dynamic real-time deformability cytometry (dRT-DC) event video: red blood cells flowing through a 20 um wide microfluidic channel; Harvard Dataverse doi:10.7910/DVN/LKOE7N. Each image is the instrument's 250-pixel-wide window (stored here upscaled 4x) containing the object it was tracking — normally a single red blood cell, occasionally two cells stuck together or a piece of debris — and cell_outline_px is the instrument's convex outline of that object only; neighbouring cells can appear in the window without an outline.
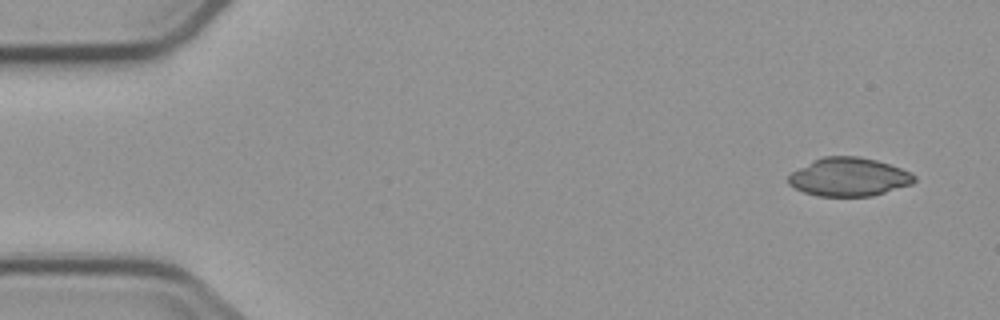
{"species": "common noctule bat (a hibernating species)", "species_latin": "Nyctalus noctula", "temperature_condition": "cold", "stored_images_in_passage": 5, "camera_frame_rate_fps": 3000, "um_per_image_px": 0.085, "animal": {"sex": "male", "body_mass_g": 23.1, "forearm_length_mm": 52.7}, "frame": {"image": 1, "passage_image": 1, "time_ms": 0.0, "image_size_px": [1000, 320], "cell_outline_px": [[916, 180], [912, 184], [872, 196], [816, 196], [804, 192], [788, 184], [788, 176], [792, 172], [812, 160], [824, 156], [860, 156], [876, 160], [912, 172], [916, 176]], "centroid_in_image_um": [72.16, 15.04], "position_along_channel_um": 12.8, "area_um2": 28.26}}